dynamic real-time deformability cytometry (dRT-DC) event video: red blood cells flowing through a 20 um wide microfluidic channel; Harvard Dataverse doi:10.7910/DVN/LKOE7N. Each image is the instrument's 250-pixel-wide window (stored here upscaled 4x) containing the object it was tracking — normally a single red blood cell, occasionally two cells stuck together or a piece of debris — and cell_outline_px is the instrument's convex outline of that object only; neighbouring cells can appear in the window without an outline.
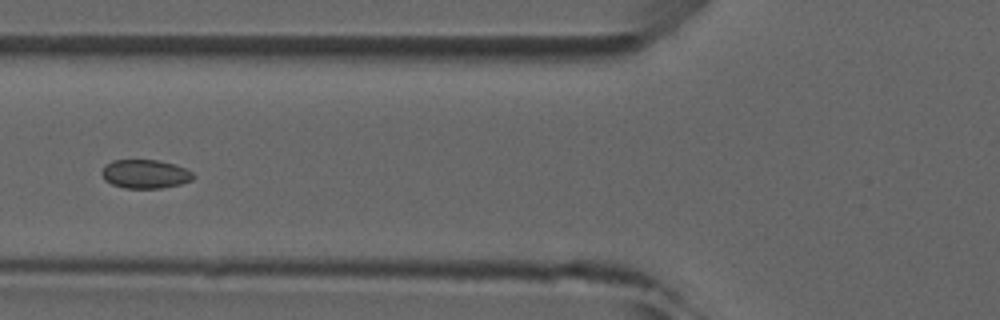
{"species": "common noctule bat (a hibernating species)", "species_latin": "Nyctalus noctula", "temperature_condition": "room temperature", "stored_images_in_passage": 4, "camera_frame_rate_fps": 3000, "um_per_image_px": 0.085, "animal": {"sex": "male", "forearm_length_mm": 52.5}, "frame": {"image": 1, "passage_image": 4, "time_ms": 4.333, "image_size_px": [1000, 320], "cell_outline_px": [[196, 176], [192, 180], [180, 184], [160, 188], [124, 188], [112, 184], [104, 180], [100, 172], [104, 164], [112, 160], [160, 160], [176, 164], [192, 172]], "centroid_in_image_um": [12.32, 14.78], "position_along_channel_um": 113.5, "area_um2": 15.55}}